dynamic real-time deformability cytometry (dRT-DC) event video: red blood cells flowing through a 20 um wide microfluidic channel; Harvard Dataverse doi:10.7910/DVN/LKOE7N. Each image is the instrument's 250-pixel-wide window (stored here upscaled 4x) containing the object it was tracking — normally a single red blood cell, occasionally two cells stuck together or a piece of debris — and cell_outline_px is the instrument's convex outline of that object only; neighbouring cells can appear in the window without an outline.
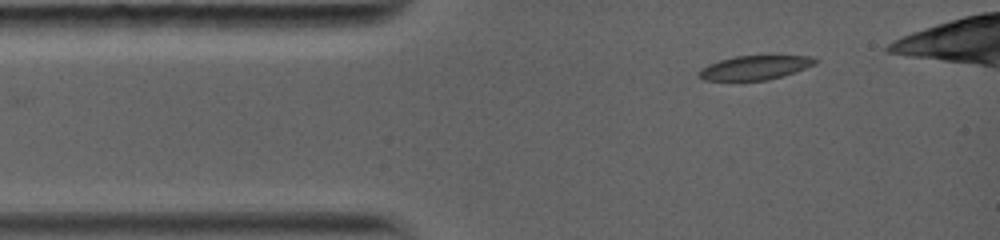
{"species": "common noctule bat (a hibernating species)", "species_latin": "Nyctalus noctula", "temperature_condition": "warm", "stored_images_in_passage": 43, "camera_frame_rate_fps": 5000, "um_per_image_px": 0.085, "animal": {"sex": "female", "body_mass_g": 19.0, "forearm_length_mm": 56.7}, "frame": {"image": 1, "passage_image": 1, "time_ms": 0.0, "image_size_px": [1000, 240], "cell_outline_px": [[816, 60], [812, 64], [792, 72], [780, 76], [764, 80], [708, 80], [700, 76], [700, 72], [708, 64], [732, 56], [768, 52], [808, 56]], "centroid_in_image_um": [64.19, 5.66], "position_along_channel_um": 20.8, "area_um2": 16.59}}
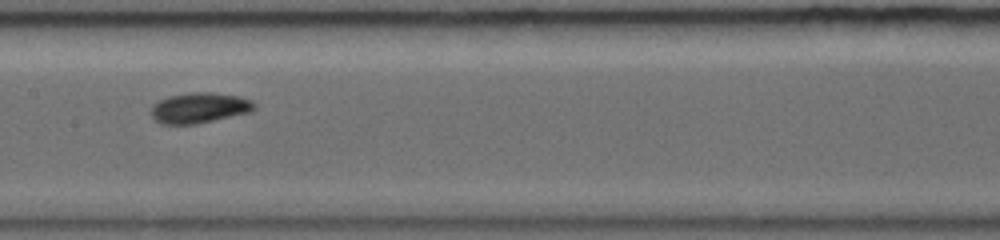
{"frame": {"image": 2, "passage_image": 19, "time_ms": 5.0, "image_size_px": [1000, 240], "cell_outline_px": [[252, 108], [244, 112], [192, 124], [168, 124], [156, 120], [152, 116], [152, 108], [160, 100], [172, 96], [196, 92], [212, 92], [236, 96], [248, 100], [252, 104]], "centroid_in_image_um": [16.86, 9.15], "position_along_channel_um": 190.5, "area_um2": 16.99}}
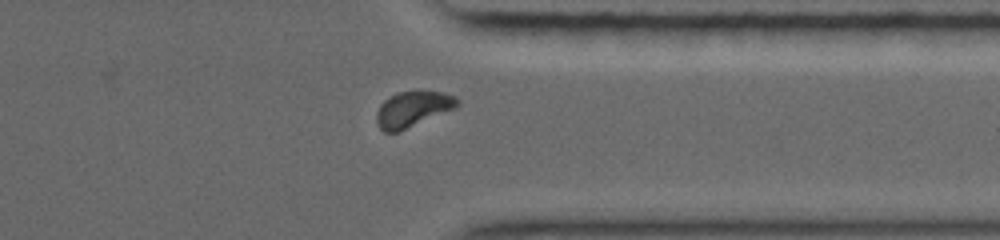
{"frame": {"image": 3, "passage_image": 36, "time_ms": 9.6, "image_size_px": [1000, 240], "cell_outline_px": [[460, 100], [452, 108], [396, 132], [384, 132], [380, 128], [376, 120], [376, 116], [384, 100], [400, 92], [440, 92], [456, 96]], "centroid_in_image_um": [35.04, 9.27], "position_along_channel_um": 376.4, "area_um2": 15.72}}